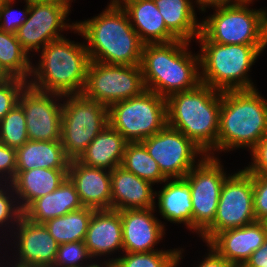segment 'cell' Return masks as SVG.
<instances>
[{
    "label": "cell",
    "mask_w": 267,
    "mask_h": 267,
    "mask_svg": "<svg viewBox=\"0 0 267 267\" xmlns=\"http://www.w3.org/2000/svg\"><path fill=\"white\" fill-rule=\"evenodd\" d=\"M28 140L25 113L17 104L0 121V142L10 148L18 149Z\"/></svg>",
    "instance_id": "cell-33"
},
{
    "label": "cell",
    "mask_w": 267,
    "mask_h": 267,
    "mask_svg": "<svg viewBox=\"0 0 267 267\" xmlns=\"http://www.w3.org/2000/svg\"><path fill=\"white\" fill-rule=\"evenodd\" d=\"M12 78L0 64V83L5 82Z\"/></svg>",
    "instance_id": "cell-46"
},
{
    "label": "cell",
    "mask_w": 267,
    "mask_h": 267,
    "mask_svg": "<svg viewBox=\"0 0 267 267\" xmlns=\"http://www.w3.org/2000/svg\"><path fill=\"white\" fill-rule=\"evenodd\" d=\"M84 267H114V263L109 261V260H105L104 262H94V260L87 266Z\"/></svg>",
    "instance_id": "cell-45"
},
{
    "label": "cell",
    "mask_w": 267,
    "mask_h": 267,
    "mask_svg": "<svg viewBox=\"0 0 267 267\" xmlns=\"http://www.w3.org/2000/svg\"><path fill=\"white\" fill-rule=\"evenodd\" d=\"M242 267H267V264H244Z\"/></svg>",
    "instance_id": "cell-47"
},
{
    "label": "cell",
    "mask_w": 267,
    "mask_h": 267,
    "mask_svg": "<svg viewBox=\"0 0 267 267\" xmlns=\"http://www.w3.org/2000/svg\"><path fill=\"white\" fill-rule=\"evenodd\" d=\"M250 4L213 8L201 21V33L218 44L267 45V10Z\"/></svg>",
    "instance_id": "cell-7"
},
{
    "label": "cell",
    "mask_w": 267,
    "mask_h": 267,
    "mask_svg": "<svg viewBox=\"0 0 267 267\" xmlns=\"http://www.w3.org/2000/svg\"><path fill=\"white\" fill-rule=\"evenodd\" d=\"M62 101L63 95L61 94L41 92L29 85L24 88L19 96L18 104L25 113L29 140H60Z\"/></svg>",
    "instance_id": "cell-15"
},
{
    "label": "cell",
    "mask_w": 267,
    "mask_h": 267,
    "mask_svg": "<svg viewBox=\"0 0 267 267\" xmlns=\"http://www.w3.org/2000/svg\"><path fill=\"white\" fill-rule=\"evenodd\" d=\"M70 159L64 151L60 140H28L16 149V171H27L37 168L68 169Z\"/></svg>",
    "instance_id": "cell-27"
},
{
    "label": "cell",
    "mask_w": 267,
    "mask_h": 267,
    "mask_svg": "<svg viewBox=\"0 0 267 267\" xmlns=\"http://www.w3.org/2000/svg\"><path fill=\"white\" fill-rule=\"evenodd\" d=\"M84 43L66 37L49 42L39 51L38 64H32L28 85L41 92L81 94L91 61Z\"/></svg>",
    "instance_id": "cell-5"
},
{
    "label": "cell",
    "mask_w": 267,
    "mask_h": 267,
    "mask_svg": "<svg viewBox=\"0 0 267 267\" xmlns=\"http://www.w3.org/2000/svg\"><path fill=\"white\" fill-rule=\"evenodd\" d=\"M217 157L206 155L185 176L190 183L193 233L201 235L214 221L223 182L230 175Z\"/></svg>",
    "instance_id": "cell-12"
},
{
    "label": "cell",
    "mask_w": 267,
    "mask_h": 267,
    "mask_svg": "<svg viewBox=\"0 0 267 267\" xmlns=\"http://www.w3.org/2000/svg\"><path fill=\"white\" fill-rule=\"evenodd\" d=\"M84 242L94 261L98 257L104 258L105 256L106 259L115 252L117 254V251H123L120 212L113 209L95 210L90 218Z\"/></svg>",
    "instance_id": "cell-20"
},
{
    "label": "cell",
    "mask_w": 267,
    "mask_h": 267,
    "mask_svg": "<svg viewBox=\"0 0 267 267\" xmlns=\"http://www.w3.org/2000/svg\"><path fill=\"white\" fill-rule=\"evenodd\" d=\"M161 190H155L158 212L170 223L184 224L193 232L190 183L184 178L166 179Z\"/></svg>",
    "instance_id": "cell-24"
},
{
    "label": "cell",
    "mask_w": 267,
    "mask_h": 267,
    "mask_svg": "<svg viewBox=\"0 0 267 267\" xmlns=\"http://www.w3.org/2000/svg\"><path fill=\"white\" fill-rule=\"evenodd\" d=\"M68 178L75 185L84 207L95 210L111 209V175L109 170L86 166L77 159L70 160Z\"/></svg>",
    "instance_id": "cell-19"
},
{
    "label": "cell",
    "mask_w": 267,
    "mask_h": 267,
    "mask_svg": "<svg viewBox=\"0 0 267 267\" xmlns=\"http://www.w3.org/2000/svg\"><path fill=\"white\" fill-rule=\"evenodd\" d=\"M253 204L257 221L267 218V175L253 174Z\"/></svg>",
    "instance_id": "cell-38"
},
{
    "label": "cell",
    "mask_w": 267,
    "mask_h": 267,
    "mask_svg": "<svg viewBox=\"0 0 267 267\" xmlns=\"http://www.w3.org/2000/svg\"><path fill=\"white\" fill-rule=\"evenodd\" d=\"M253 204V174L235 171L223 182L213 223L199 236L208 243L217 233L256 222Z\"/></svg>",
    "instance_id": "cell-11"
},
{
    "label": "cell",
    "mask_w": 267,
    "mask_h": 267,
    "mask_svg": "<svg viewBox=\"0 0 267 267\" xmlns=\"http://www.w3.org/2000/svg\"><path fill=\"white\" fill-rule=\"evenodd\" d=\"M82 207L75 185L67 177L56 190L34 200L23 211V216L31 222L43 224Z\"/></svg>",
    "instance_id": "cell-25"
},
{
    "label": "cell",
    "mask_w": 267,
    "mask_h": 267,
    "mask_svg": "<svg viewBox=\"0 0 267 267\" xmlns=\"http://www.w3.org/2000/svg\"><path fill=\"white\" fill-rule=\"evenodd\" d=\"M94 211L95 209L82 207L43 224L58 244L84 241Z\"/></svg>",
    "instance_id": "cell-29"
},
{
    "label": "cell",
    "mask_w": 267,
    "mask_h": 267,
    "mask_svg": "<svg viewBox=\"0 0 267 267\" xmlns=\"http://www.w3.org/2000/svg\"><path fill=\"white\" fill-rule=\"evenodd\" d=\"M267 238L262 221L217 233L208 244L235 267H242Z\"/></svg>",
    "instance_id": "cell-18"
},
{
    "label": "cell",
    "mask_w": 267,
    "mask_h": 267,
    "mask_svg": "<svg viewBox=\"0 0 267 267\" xmlns=\"http://www.w3.org/2000/svg\"><path fill=\"white\" fill-rule=\"evenodd\" d=\"M29 1H36V2H42V3H54L57 5H60L64 8H66L69 12L71 11V2H73V0H29ZM75 1V0H74Z\"/></svg>",
    "instance_id": "cell-44"
},
{
    "label": "cell",
    "mask_w": 267,
    "mask_h": 267,
    "mask_svg": "<svg viewBox=\"0 0 267 267\" xmlns=\"http://www.w3.org/2000/svg\"><path fill=\"white\" fill-rule=\"evenodd\" d=\"M6 0H0V5H2Z\"/></svg>",
    "instance_id": "cell-51"
},
{
    "label": "cell",
    "mask_w": 267,
    "mask_h": 267,
    "mask_svg": "<svg viewBox=\"0 0 267 267\" xmlns=\"http://www.w3.org/2000/svg\"><path fill=\"white\" fill-rule=\"evenodd\" d=\"M183 248L158 250L147 253L121 252L118 258H107L114 267H178L183 259Z\"/></svg>",
    "instance_id": "cell-32"
},
{
    "label": "cell",
    "mask_w": 267,
    "mask_h": 267,
    "mask_svg": "<svg viewBox=\"0 0 267 267\" xmlns=\"http://www.w3.org/2000/svg\"><path fill=\"white\" fill-rule=\"evenodd\" d=\"M27 85V81L15 77L0 83V121L18 104L19 96Z\"/></svg>",
    "instance_id": "cell-37"
},
{
    "label": "cell",
    "mask_w": 267,
    "mask_h": 267,
    "mask_svg": "<svg viewBox=\"0 0 267 267\" xmlns=\"http://www.w3.org/2000/svg\"><path fill=\"white\" fill-rule=\"evenodd\" d=\"M194 3L198 5L196 7H199L198 10L202 13H205L206 9L210 7L213 9L237 4L235 0H195Z\"/></svg>",
    "instance_id": "cell-42"
},
{
    "label": "cell",
    "mask_w": 267,
    "mask_h": 267,
    "mask_svg": "<svg viewBox=\"0 0 267 267\" xmlns=\"http://www.w3.org/2000/svg\"><path fill=\"white\" fill-rule=\"evenodd\" d=\"M146 90L140 65H110L90 61L82 95L110 107Z\"/></svg>",
    "instance_id": "cell-10"
},
{
    "label": "cell",
    "mask_w": 267,
    "mask_h": 267,
    "mask_svg": "<svg viewBox=\"0 0 267 267\" xmlns=\"http://www.w3.org/2000/svg\"><path fill=\"white\" fill-rule=\"evenodd\" d=\"M245 264H267V238L263 245L251 254Z\"/></svg>",
    "instance_id": "cell-43"
},
{
    "label": "cell",
    "mask_w": 267,
    "mask_h": 267,
    "mask_svg": "<svg viewBox=\"0 0 267 267\" xmlns=\"http://www.w3.org/2000/svg\"><path fill=\"white\" fill-rule=\"evenodd\" d=\"M111 209H151L156 208L154 185L125 170L122 166L110 171Z\"/></svg>",
    "instance_id": "cell-21"
},
{
    "label": "cell",
    "mask_w": 267,
    "mask_h": 267,
    "mask_svg": "<svg viewBox=\"0 0 267 267\" xmlns=\"http://www.w3.org/2000/svg\"><path fill=\"white\" fill-rule=\"evenodd\" d=\"M141 143L167 179L184 178L207 155L183 133L168 125Z\"/></svg>",
    "instance_id": "cell-13"
},
{
    "label": "cell",
    "mask_w": 267,
    "mask_h": 267,
    "mask_svg": "<svg viewBox=\"0 0 267 267\" xmlns=\"http://www.w3.org/2000/svg\"><path fill=\"white\" fill-rule=\"evenodd\" d=\"M16 0H6L2 5H0V30L16 34L19 27L24 24L29 16L30 11V1L24 0L25 8L24 10H18L15 13L13 4Z\"/></svg>",
    "instance_id": "cell-36"
},
{
    "label": "cell",
    "mask_w": 267,
    "mask_h": 267,
    "mask_svg": "<svg viewBox=\"0 0 267 267\" xmlns=\"http://www.w3.org/2000/svg\"><path fill=\"white\" fill-rule=\"evenodd\" d=\"M251 165L244 167L249 174L267 175V134L250 150Z\"/></svg>",
    "instance_id": "cell-39"
},
{
    "label": "cell",
    "mask_w": 267,
    "mask_h": 267,
    "mask_svg": "<svg viewBox=\"0 0 267 267\" xmlns=\"http://www.w3.org/2000/svg\"><path fill=\"white\" fill-rule=\"evenodd\" d=\"M127 143L121 133L107 124L77 160L89 167L112 171L121 166Z\"/></svg>",
    "instance_id": "cell-26"
},
{
    "label": "cell",
    "mask_w": 267,
    "mask_h": 267,
    "mask_svg": "<svg viewBox=\"0 0 267 267\" xmlns=\"http://www.w3.org/2000/svg\"><path fill=\"white\" fill-rule=\"evenodd\" d=\"M10 235L11 241L14 239L10 245L12 247L14 244L15 248V250H10L15 253L12 257L13 261L10 260L12 263L9 259L6 260L7 265L10 267H53L59 244L44 224L31 222L22 215Z\"/></svg>",
    "instance_id": "cell-16"
},
{
    "label": "cell",
    "mask_w": 267,
    "mask_h": 267,
    "mask_svg": "<svg viewBox=\"0 0 267 267\" xmlns=\"http://www.w3.org/2000/svg\"><path fill=\"white\" fill-rule=\"evenodd\" d=\"M267 134V99L257 88L222 92L217 152L251 150Z\"/></svg>",
    "instance_id": "cell-4"
},
{
    "label": "cell",
    "mask_w": 267,
    "mask_h": 267,
    "mask_svg": "<svg viewBox=\"0 0 267 267\" xmlns=\"http://www.w3.org/2000/svg\"><path fill=\"white\" fill-rule=\"evenodd\" d=\"M16 175V149L0 142V184H9Z\"/></svg>",
    "instance_id": "cell-40"
},
{
    "label": "cell",
    "mask_w": 267,
    "mask_h": 267,
    "mask_svg": "<svg viewBox=\"0 0 267 267\" xmlns=\"http://www.w3.org/2000/svg\"><path fill=\"white\" fill-rule=\"evenodd\" d=\"M121 166L153 185L164 183L167 179L141 142L127 143Z\"/></svg>",
    "instance_id": "cell-31"
},
{
    "label": "cell",
    "mask_w": 267,
    "mask_h": 267,
    "mask_svg": "<svg viewBox=\"0 0 267 267\" xmlns=\"http://www.w3.org/2000/svg\"><path fill=\"white\" fill-rule=\"evenodd\" d=\"M92 261L84 241L69 242L58 245L53 267H84Z\"/></svg>",
    "instance_id": "cell-35"
},
{
    "label": "cell",
    "mask_w": 267,
    "mask_h": 267,
    "mask_svg": "<svg viewBox=\"0 0 267 267\" xmlns=\"http://www.w3.org/2000/svg\"><path fill=\"white\" fill-rule=\"evenodd\" d=\"M63 100L60 141L67 157L76 160L109 124L108 107L82 94L63 95Z\"/></svg>",
    "instance_id": "cell-8"
},
{
    "label": "cell",
    "mask_w": 267,
    "mask_h": 267,
    "mask_svg": "<svg viewBox=\"0 0 267 267\" xmlns=\"http://www.w3.org/2000/svg\"><path fill=\"white\" fill-rule=\"evenodd\" d=\"M267 229V218L263 221Z\"/></svg>",
    "instance_id": "cell-50"
},
{
    "label": "cell",
    "mask_w": 267,
    "mask_h": 267,
    "mask_svg": "<svg viewBox=\"0 0 267 267\" xmlns=\"http://www.w3.org/2000/svg\"><path fill=\"white\" fill-rule=\"evenodd\" d=\"M236 3H241V4H252L254 0H235Z\"/></svg>",
    "instance_id": "cell-48"
},
{
    "label": "cell",
    "mask_w": 267,
    "mask_h": 267,
    "mask_svg": "<svg viewBox=\"0 0 267 267\" xmlns=\"http://www.w3.org/2000/svg\"><path fill=\"white\" fill-rule=\"evenodd\" d=\"M0 261H1V263H0V267H5V266H6V265H4L5 263L2 262V261H5V258L3 257V260L0 259ZM3 265H4V266H3ZM6 267H10V266L7 265Z\"/></svg>",
    "instance_id": "cell-49"
},
{
    "label": "cell",
    "mask_w": 267,
    "mask_h": 267,
    "mask_svg": "<svg viewBox=\"0 0 267 267\" xmlns=\"http://www.w3.org/2000/svg\"><path fill=\"white\" fill-rule=\"evenodd\" d=\"M68 177V169L37 168L27 171H16L9 183L23 212L34 200L56 190Z\"/></svg>",
    "instance_id": "cell-23"
},
{
    "label": "cell",
    "mask_w": 267,
    "mask_h": 267,
    "mask_svg": "<svg viewBox=\"0 0 267 267\" xmlns=\"http://www.w3.org/2000/svg\"><path fill=\"white\" fill-rule=\"evenodd\" d=\"M208 249V255L203 256V260L199 262L196 267H235L232 263L228 262L222 257L211 245L206 243Z\"/></svg>",
    "instance_id": "cell-41"
},
{
    "label": "cell",
    "mask_w": 267,
    "mask_h": 267,
    "mask_svg": "<svg viewBox=\"0 0 267 267\" xmlns=\"http://www.w3.org/2000/svg\"><path fill=\"white\" fill-rule=\"evenodd\" d=\"M108 122L128 142H141L167 125L166 98L145 90L137 97L112 104Z\"/></svg>",
    "instance_id": "cell-9"
},
{
    "label": "cell",
    "mask_w": 267,
    "mask_h": 267,
    "mask_svg": "<svg viewBox=\"0 0 267 267\" xmlns=\"http://www.w3.org/2000/svg\"><path fill=\"white\" fill-rule=\"evenodd\" d=\"M69 14L70 12L60 5L30 1L29 16L19 27L17 40L29 56L33 51L38 53L49 42L65 37L61 34L64 30L74 31L76 22H67Z\"/></svg>",
    "instance_id": "cell-14"
},
{
    "label": "cell",
    "mask_w": 267,
    "mask_h": 267,
    "mask_svg": "<svg viewBox=\"0 0 267 267\" xmlns=\"http://www.w3.org/2000/svg\"><path fill=\"white\" fill-rule=\"evenodd\" d=\"M0 64L11 77L29 81L33 64L30 56L22 48L16 34L2 30H0Z\"/></svg>",
    "instance_id": "cell-30"
},
{
    "label": "cell",
    "mask_w": 267,
    "mask_h": 267,
    "mask_svg": "<svg viewBox=\"0 0 267 267\" xmlns=\"http://www.w3.org/2000/svg\"><path fill=\"white\" fill-rule=\"evenodd\" d=\"M144 44L168 43L177 38L166 28L154 0H116Z\"/></svg>",
    "instance_id": "cell-22"
},
{
    "label": "cell",
    "mask_w": 267,
    "mask_h": 267,
    "mask_svg": "<svg viewBox=\"0 0 267 267\" xmlns=\"http://www.w3.org/2000/svg\"><path fill=\"white\" fill-rule=\"evenodd\" d=\"M154 2L166 28L178 40L191 43V40L197 39L201 31V21L197 18L193 0H154Z\"/></svg>",
    "instance_id": "cell-28"
},
{
    "label": "cell",
    "mask_w": 267,
    "mask_h": 267,
    "mask_svg": "<svg viewBox=\"0 0 267 267\" xmlns=\"http://www.w3.org/2000/svg\"><path fill=\"white\" fill-rule=\"evenodd\" d=\"M222 92L200 83L166 98L167 125L216 157Z\"/></svg>",
    "instance_id": "cell-3"
},
{
    "label": "cell",
    "mask_w": 267,
    "mask_h": 267,
    "mask_svg": "<svg viewBox=\"0 0 267 267\" xmlns=\"http://www.w3.org/2000/svg\"><path fill=\"white\" fill-rule=\"evenodd\" d=\"M156 208L120 210L123 252L147 253L158 251L155 246L163 239L165 226L155 217Z\"/></svg>",
    "instance_id": "cell-17"
},
{
    "label": "cell",
    "mask_w": 267,
    "mask_h": 267,
    "mask_svg": "<svg viewBox=\"0 0 267 267\" xmlns=\"http://www.w3.org/2000/svg\"><path fill=\"white\" fill-rule=\"evenodd\" d=\"M196 42L201 83L221 92L257 88L248 73L267 45L218 44L201 32Z\"/></svg>",
    "instance_id": "cell-6"
},
{
    "label": "cell",
    "mask_w": 267,
    "mask_h": 267,
    "mask_svg": "<svg viewBox=\"0 0 267 267\" xmlns=\"http://www.w3.org/2000/svg\"><path fill=\"white\" fill-rule=\"evenodd\" d=\"M74 33L87 41L85 44L91 61L110 65L141 63L144 43L116 0H111L97 16L76 21Z\"/></svg>",
    "instance_id": "cell-1"
},
{
    "label": "cell",
    "mask_w": 267,
    "mask_h": 267,
    "mask_svg": "<svg viewBox=\"0 0 267 267\" xmlns=\"http://www.w3.org/2000/svg\"><path fill=\"white\" fill-rule=\"evenodd\" d=\"M188 47L190 42L178 39L144 44L140 67L146 90L167 98L201 83L199 53Z\"/></svg>",
    "instance_id": "cell-2"
},
{
    "label": "cell",
    "mask_w": 267,
    "mask_h": 267,
    "mask_svg": "<svg viewBox=\"0 0 267 267\" xmlns=\"http://www.w3.org/2000/svg\"><path fill=\"white\" fill-rule=\"evenodd\" d=\"M22 215L23 212L18 205L15 191L13 190L12 186L10 184H0V229L2 230L0 233H3L0 235L3 236L5 234L4 236L6 238V242L7 240L9 241L6 236L13 232L19 218ZM3 228L6 229L3 230ZM8 228L9 230H7Z\"/></svg>",
    "instance_id": "cell-34"
}]
</instances>
